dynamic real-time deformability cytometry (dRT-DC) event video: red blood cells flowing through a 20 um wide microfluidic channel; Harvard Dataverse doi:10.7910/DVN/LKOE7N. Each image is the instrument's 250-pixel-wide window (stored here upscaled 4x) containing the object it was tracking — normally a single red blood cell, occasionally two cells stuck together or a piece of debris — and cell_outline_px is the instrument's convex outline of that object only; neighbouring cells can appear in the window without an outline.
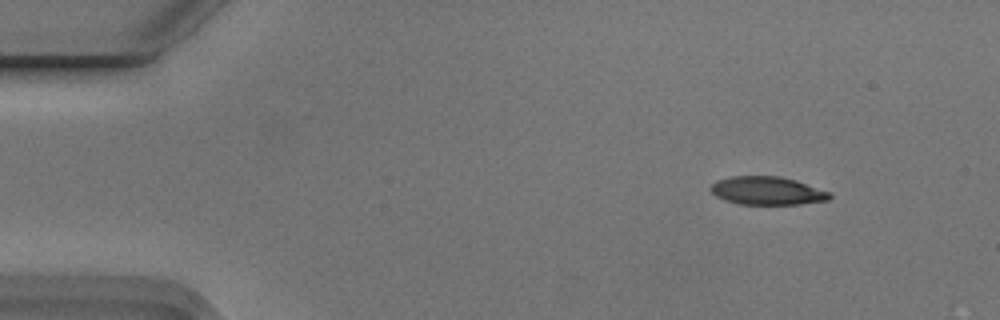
{"species": "Egyptian fruit bat (a non-hibernating species)", "species_latin": "Rousettus aegyptiacus", "temperature_condition": "cold", "stored_images_in_passage": 4, "camera_frame_rate_fps": 3000, "um_per_image_px": 0.085, "animal": {"sex": "male"}, "frame": {"image": 1, "passage_image": 2, "time_ms": 0.333, "image_size_px": [1000, 320], "cell_outline_px": [[832, 196], [828, 200], [800, 204], [740, 204], [724, 200], [716, 196], [708, 188], [716, 180], [732, 176], [780, 176], [796, 180], [832, 192]], "centroid_in_image_um": [65.22, 16.21], "position_along_channel_um": 19.8, "area_um2": 19.71}}